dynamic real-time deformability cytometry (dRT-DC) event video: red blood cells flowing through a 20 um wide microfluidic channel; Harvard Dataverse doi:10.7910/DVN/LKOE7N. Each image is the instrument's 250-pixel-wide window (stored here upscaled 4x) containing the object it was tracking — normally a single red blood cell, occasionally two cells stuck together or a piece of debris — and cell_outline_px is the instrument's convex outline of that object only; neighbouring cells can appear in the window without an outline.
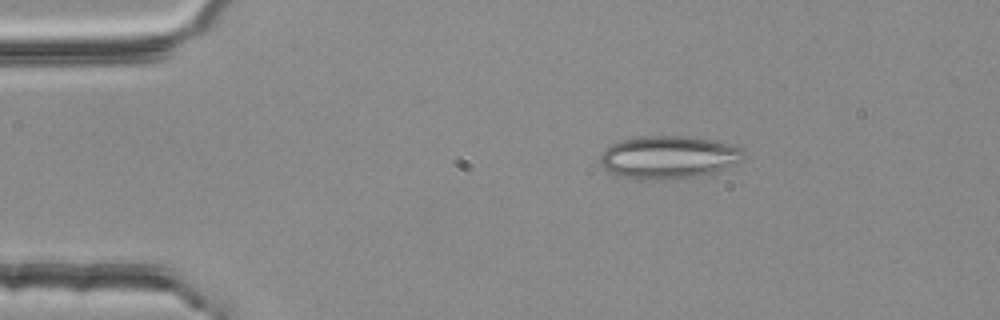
{"species": "common noctule bat (a hibernating species)", "species_latin": "Nyctalus noctula", "temperature_condition": "room temperature", "stored_images_in_passage": 4, "segment_of_instrument_passage": [1, 2], "camera_frame_rate_fps": 3000, "um_per_image_px": 0.085, "animal": {"sex": "female", "body_mass_g": 25.1}, "frame": {"image": 1, "passage_image": 1, "time_ms": 0.0, "image_size_px": [1000, 320], "cell_outline_px": [[744, 156], [736, 164], [712, 172], [692, 176], [660, 180], [620, 176], [604, 168], [600, 164], [600, 156], [612, 144], [624, 140], [644, 136], [688, 136], [716, 140], [744, 148]], "centroid_in_image_um": [56.87, 13.34], "position_along_channel_um": 28.1, "area_um2": 35.26}}